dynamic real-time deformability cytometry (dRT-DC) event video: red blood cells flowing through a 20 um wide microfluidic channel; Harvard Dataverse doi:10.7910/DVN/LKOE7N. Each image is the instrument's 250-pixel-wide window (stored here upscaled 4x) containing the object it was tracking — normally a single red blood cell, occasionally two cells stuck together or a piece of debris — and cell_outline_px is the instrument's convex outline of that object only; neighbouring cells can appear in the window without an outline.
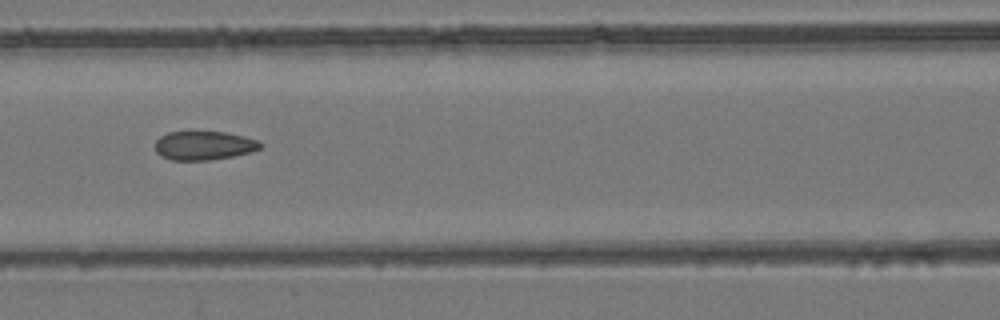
{"species": "common noctule bat (a hibernating species)", "species_latin": "Nyctalus noctula", "temperature_condition": "room temperature", "stored_images_in_passage": 9, "camera_frame_rate_fps": 3000, "um_per_image_px": 0.085, "animal": {"sex": "female", "body_mass_g": 24.6, "forearm_length_mm": 56.2}, "frame": {"image": 1, "passage_image": 6, "time_ms": 6.667, "image_size_px": [1000, 320], "cell_outline_px": [[264, 144], [260, 148], [252, 152], [232, 156], [208, 160], [172, 160], [160, 156], [156, 152], [156, 140], [160, 136], [168, 132], [192, 128], [224, 132], [244, 136], [260, 140]], "centroid_in_image_um": [17.32, 12.31], "position_along_channel_um": 149.3, "area_um2": 18.55}}
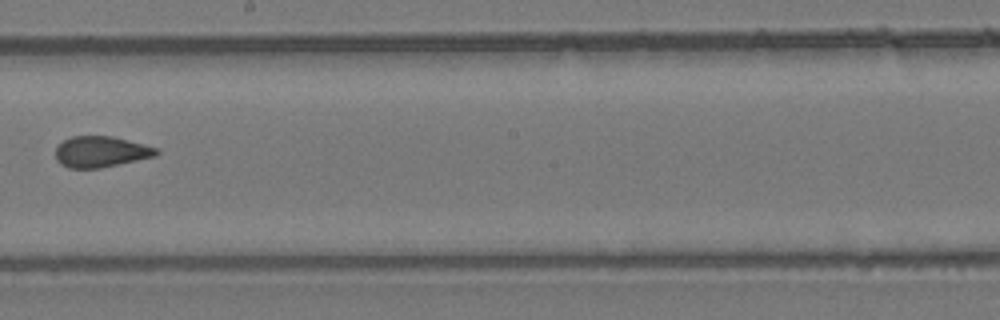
{"frame": {"image": 2, "passage_image": 8, "time_ms": 9.0, "image_size_px": [1000, 320], "cell_outline_px": [[160, 152], [156, 156], [100, 168], [68, 168], [60, 164], [56, 160], [56, 148], [64, 140], [72, 136], [112, 136], [144, 144], [156, 148]], "centroid_in_image_um": [8.57, 12.9], "position_along_channel_um": 239.6, "area_um2": 18.15}}
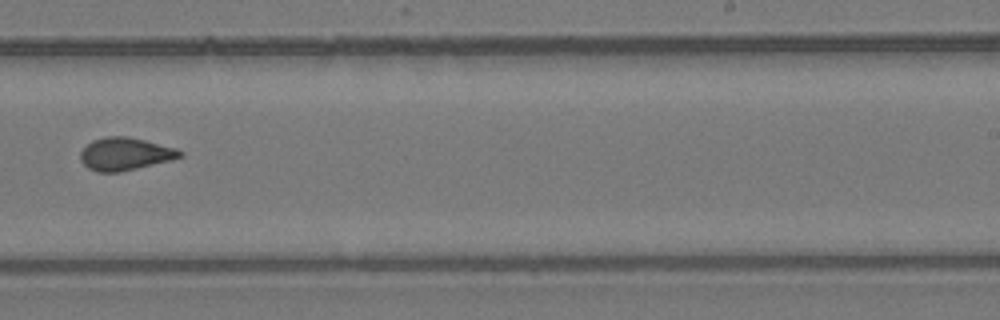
{"frame": {"image": 3, "passage_image": 9, "time_ms": 10.0, "image_size_px": [1000, 320], "cell_outline_px": [[184, 156], [172, 160], [120, 172], [96, 172], [88, 168], [80, 160], [80, 152], [92, 140], [104, 136], [128, 136], [176, 148], [184, 152]], "centroid_in_image_um": [10.64, 13.08], "position_along_channel_um": 278.4, "area_um2": 19.07}}